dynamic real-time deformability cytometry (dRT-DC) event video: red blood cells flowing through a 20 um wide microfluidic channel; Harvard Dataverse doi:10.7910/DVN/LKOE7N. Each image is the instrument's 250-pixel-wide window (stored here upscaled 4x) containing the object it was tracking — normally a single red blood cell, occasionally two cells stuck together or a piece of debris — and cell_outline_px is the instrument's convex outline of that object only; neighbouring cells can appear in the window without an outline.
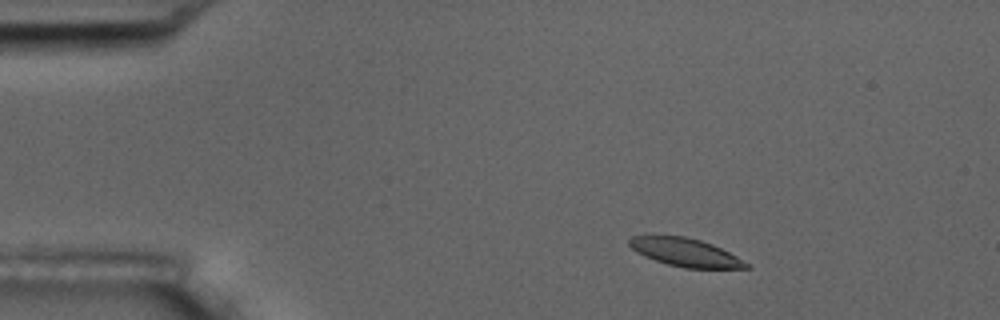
{"species": "common noctule bat (a hibernating species)", "species_latin": "Nyctalus noctula", "temperature_condition": "room temperature", "stored_images_in_passage": 3, "camera_frame_rate_fps": 3000, "um_per_image_px": 0.085, "animal": {"sex": "male", "body_mass_g": 17.5, "forearm_length_mm": 52.3}, "frame": {"image": 1, "passage_image": 1, "time_ms": 0.0, "image_size_px": [1000, 320], "cell_outline_px": [[752, 268], [684, 268], [668, 264], [644, 256], [636, 252], [628, 244], [628, 240], [632, 236], [684, 236], [700, 240], [712, 244], [736, 256], [748, 264]], "centroid_in_image_um": [58.24, 21.45], "position_along_channel_um": 26.8, "area_um2": 18.9}}
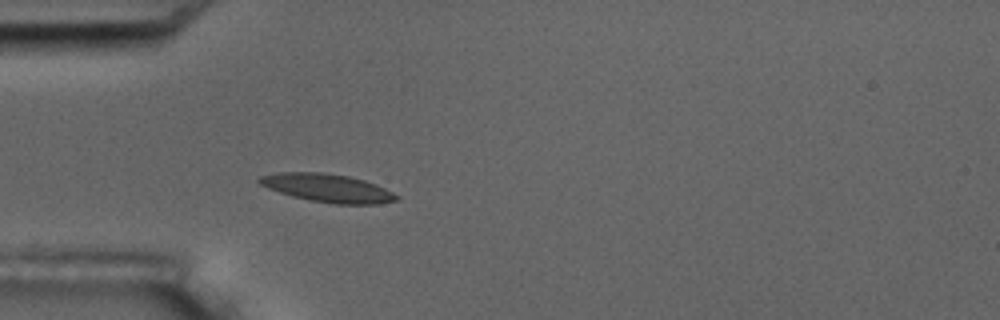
{"frame": {"image": 2, "passage_image": 3, "time_ms": 2.667, "image_size_px": [1000, 320], "cell_outline_px": [[400, 196], [396, 200], [376, 204], [336, 204], [312, 200], [292, 196], [268, 188], [260, 184], [256, 180], [260, 176], [280, 172], [320, 172], [348, 176], [364, 180], [376, 184]], "centroid_in_image_um": [27.83, 15.97], "position_along_channel_um": 57.2, "area_um2": 22.31}}